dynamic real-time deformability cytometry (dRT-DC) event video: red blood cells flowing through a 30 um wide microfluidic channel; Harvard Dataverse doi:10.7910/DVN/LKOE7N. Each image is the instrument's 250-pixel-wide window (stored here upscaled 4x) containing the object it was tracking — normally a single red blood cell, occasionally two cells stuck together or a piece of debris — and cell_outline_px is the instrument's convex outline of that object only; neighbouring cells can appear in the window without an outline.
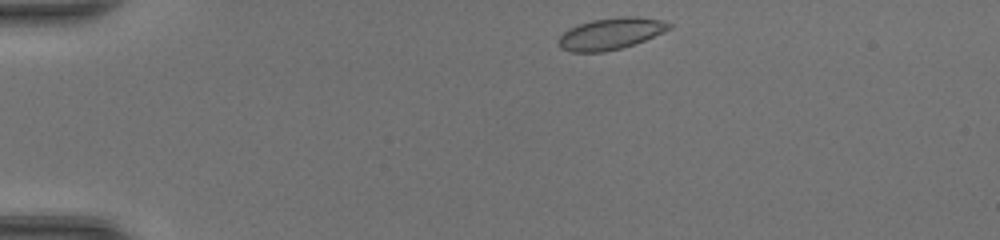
{"species": "common noctule bat (a hibernating species)", "species_latin": "Nyctalus noctula", "temperature_condition": "room temperature", "stored_images_in_passage": 39, "camera_frame_rate_fps": 3000, "um_per_image_px": 0.085, "animal": {"sex": "female", "body_mass_g": 20.0, "forearm_length_mm": 54.0}, "frame": {"image": 1, "passage_image": 1, "time_ms": 0.0, "image_size_px": [1000, 240], "cell_outline_px": [[672, 28], [664, 32], [644, 40], [620, 48], [604, 52], [572, 52], [560, 48], [560, 36], [568, 28], [592, 20], [620, 16], [636, 16], [664, 20], [672, 24]], "centroid_in_image_um": [51.95, 2.85], "position_along_channel_um": 33.1, "area_um2": 20.29}}
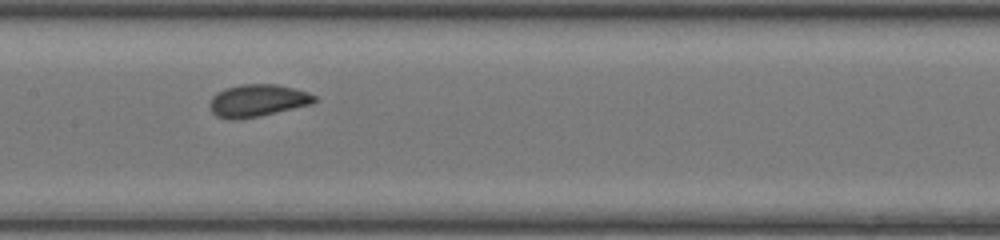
{"frame": {"image": 2, "passage_image": 16, "time_ms": 5.0, "image_size_px": [1000, 240], "cell_outline_px": [[320, 100], [312, 104], [260, 116], [240, 120], [228, 120], [216, 116], [212, 112], [208, 104], [212, 96], [216, 92], [224, 88], [240, 84], [276, 84], [308, 92], [316, 96]], "centroid_in_image_um": [21.87, 8.56], "position_along_channel_um": 185.5, "area_um2": 20.11}}
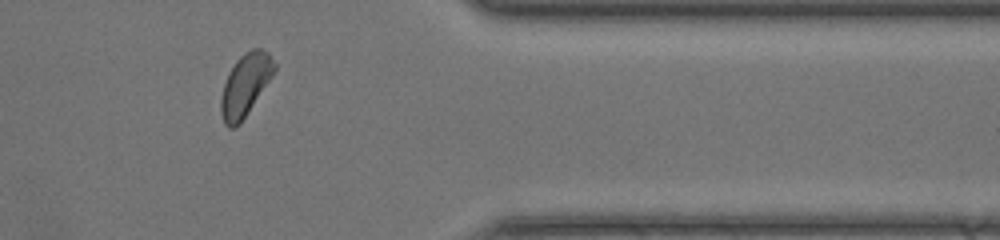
{"frame": {"image": 3, "passage_image": 31, "time_ms": 10.0, "image_size_px": [1000, 240], "cell_outline_px": [[276, 68], [272, 76], [240, 124], [236, 128], [228, 128], [224, 124], [220, 112], [220, 100], [224, 84], [228, 72], [236, 60], [244, 52], [252, 48], [260, 48], [268, 52], [276, 64]], "centroid_in_image_um": [20.83, 7.22], "position_along_channel_um": 390.6, "area_um2": 19.42}, "authors_computed_cell_mechanics": {"area_um2": 19.363, "velocity_mm_per_s": 4.3815, "shape_relaxation_time_tau1_ms": 2.4273, "shape_relaxation_time_tau2_ms": 0.8922, "deformation_change_tau1": 0.0881, "deformation_change_tau2": 0.0393}}